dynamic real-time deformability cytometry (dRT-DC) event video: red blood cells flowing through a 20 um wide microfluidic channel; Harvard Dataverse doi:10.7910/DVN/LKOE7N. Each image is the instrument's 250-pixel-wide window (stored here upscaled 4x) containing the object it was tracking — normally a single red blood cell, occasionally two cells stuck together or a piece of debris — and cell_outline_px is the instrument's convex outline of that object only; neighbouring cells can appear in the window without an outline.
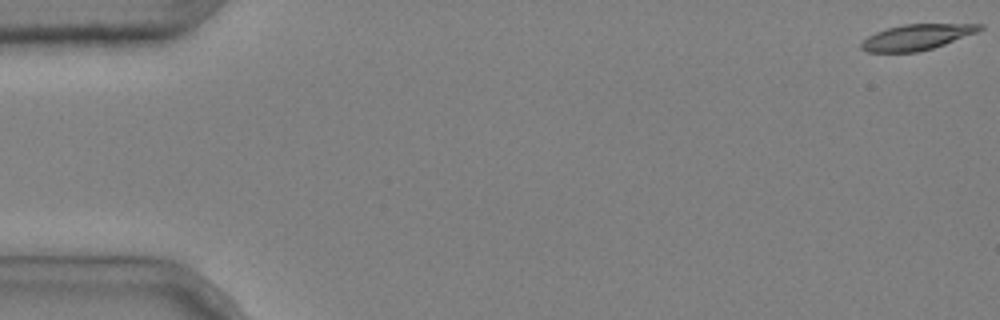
{"species": "common noctule bat (a hibernating species)", "species_latin": "Nyctalus noctula", "temperature_condition": "cold", "stored_images_in_passage": 48, "camera_frame_rate_fps": 3000, "um_per_image_px": 0.085, "animal": {"sex": "male", "body_mass_g": 20.4}, "frame": {"image": 1, "passage_image": 1, "time_ms": 0.0, "image_size_px": [1000, 320], "cell_outline_px": [[984, 28], [976, 32], [944, 44], [932, 48], [916, 52], [868, 52], [860, 48], [860, 44], [868, 36], [876, 32], [888, 28], [904, 24], [984, 24]], "centroid_in_image_um": [77.9, 3.15], "position_along_channel_um": 7.1, "area_um2": 17.46}}
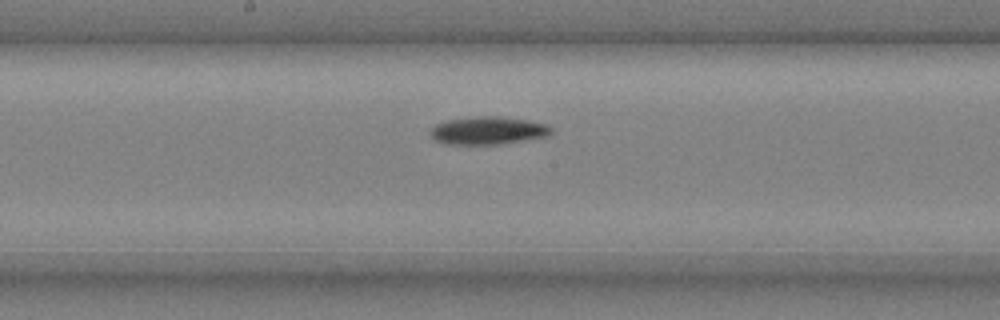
{"frame": {"image": 2, "passage_image": 29, "time_ms": 9.333, "image_size_px": [1000, 320], "cell_outline_px": [[552, 132], [548, 136], [500, 144], [444, 144], [436, 140], [428, 132], [436, 124], [448, 120], [476, 116], [496, 116], [528, 120], [548, 124], [552, 128]], "centroid_in_image_um": [41.49, 11.09], "position_along_channel_um": 206.7, "area_um2": 19.59}}
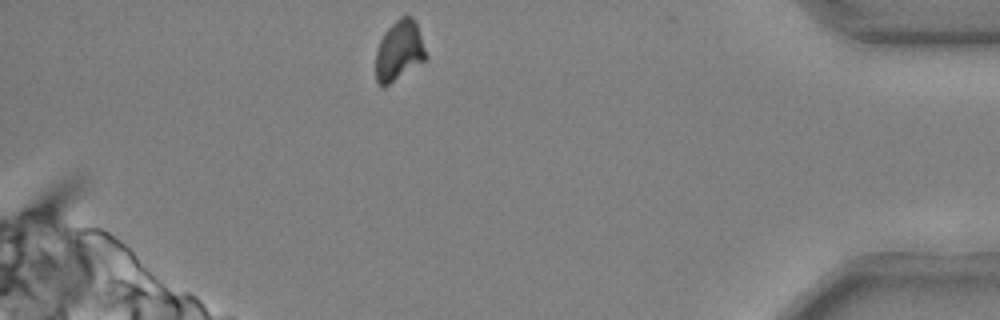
{"frame": {"image": 3, "passage_image": 48, "time_ms": 15.667, "image_size_px": [1000, 320], "cell_outline_px": [[428, 56], [424, 60], [384, 88], [376, 80], [376, 52], [380, 40], [384, 32], [400, 16], [412, 16], [416, 24]], "centroid_in_image_um": [33.91, 4.31], "position_along_channel_um": 401.3, "area_um2": 17.34}, "authors_computed_cell_mechanics": {"area_um2": 18.9006, "velocity_mm_per_s": 3.6631, "shape_relaxation_time_tau1_ms": 4.186, "shape_relaxation_time_tau2_ms": null, "deformation_change_tau1": 0.1331, "deformation_change_tau2": null}}